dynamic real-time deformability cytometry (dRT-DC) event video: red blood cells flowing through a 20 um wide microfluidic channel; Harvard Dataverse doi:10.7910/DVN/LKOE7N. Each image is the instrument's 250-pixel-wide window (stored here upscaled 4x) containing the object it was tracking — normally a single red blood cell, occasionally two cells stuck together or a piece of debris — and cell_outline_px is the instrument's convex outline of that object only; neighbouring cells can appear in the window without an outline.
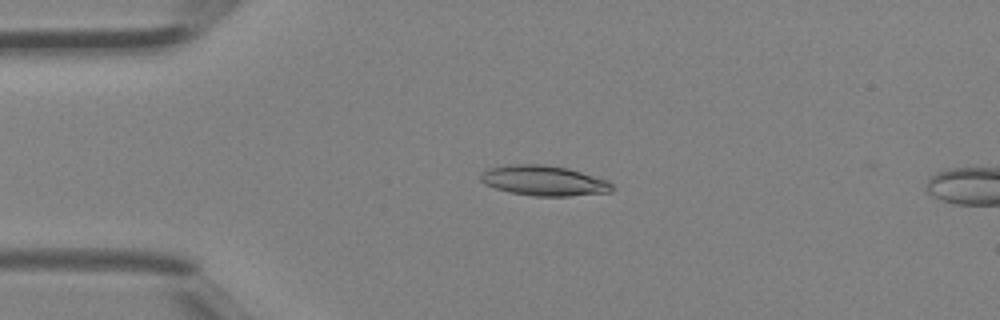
{"species": "Egyptian fruit bat (a non-hibernating species)", "species_latin": "Rousettus aegyptiacus", "temperature_condition": "room temperature", "stored_images_in_passage": 13, "camera_frame_rate_fps": 3000, "um_per_image_px": 0.085, "animal": {"sex": "female"}, "frame": {"image": 1, "passage_image": 10, "time_ms": 3.0, "image_size_px": [1000, 320], "cell_outline_px": [[616, 188], [612, 192], [568, 196], [532, 196], [512, 192], [496, 188], [484, 184], [480, 180], [480, 172], [488, 168], [508, 164], [544, 164], [568, 168], [608, 180]], "centroid_in_image_um": [46.24, 15.35], "position_along_channel_um": 38.8, "area_um2": 23.35}}